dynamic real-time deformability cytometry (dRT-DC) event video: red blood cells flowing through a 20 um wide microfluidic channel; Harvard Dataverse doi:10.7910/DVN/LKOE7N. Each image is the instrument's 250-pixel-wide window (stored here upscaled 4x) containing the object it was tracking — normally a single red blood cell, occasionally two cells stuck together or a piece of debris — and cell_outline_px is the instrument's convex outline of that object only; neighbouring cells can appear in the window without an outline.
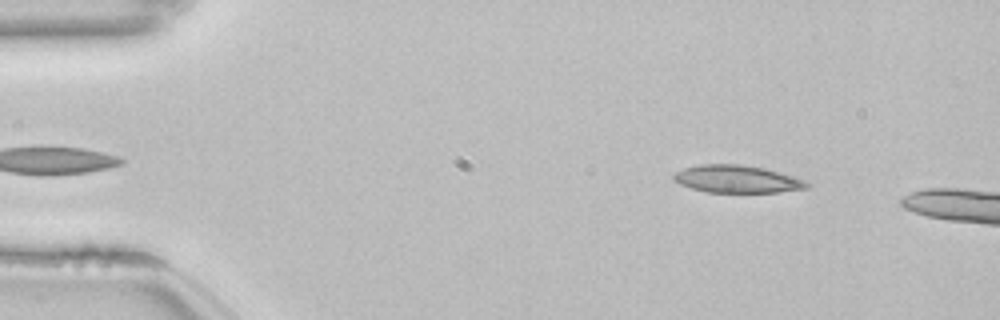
{"species": "common noctule bat (a hibernating species)", "species_latin": "Nyctalus noctula", "temperature_condition": "room temperature", "stored_images_in_passage": 9, "camera_frame_rate_fps": 3000, "um_per_image_px": 0.085, "animal": {"sex": "female", "body_mass_g": 22.7, "forearm_length_mm": 54.2}, "frame": {"image": 1, "passage_image": 4, "time_ms": 1.0, "image_size_px": [1000, 320], "cell_outline_px": [[812, 184], [808, 188], [776, 192], [708, 192], [692, 188], [680, 184], [672, 180], [672, 176], [676, 172], [684, 168], [700, 164], [740, 164], [764, 168], [792, 176], [804, 180]], "centroid_in_image_um": [62.63, 15.22], "position_along_channel_um": 22.4, "area_um2": 21.27}}